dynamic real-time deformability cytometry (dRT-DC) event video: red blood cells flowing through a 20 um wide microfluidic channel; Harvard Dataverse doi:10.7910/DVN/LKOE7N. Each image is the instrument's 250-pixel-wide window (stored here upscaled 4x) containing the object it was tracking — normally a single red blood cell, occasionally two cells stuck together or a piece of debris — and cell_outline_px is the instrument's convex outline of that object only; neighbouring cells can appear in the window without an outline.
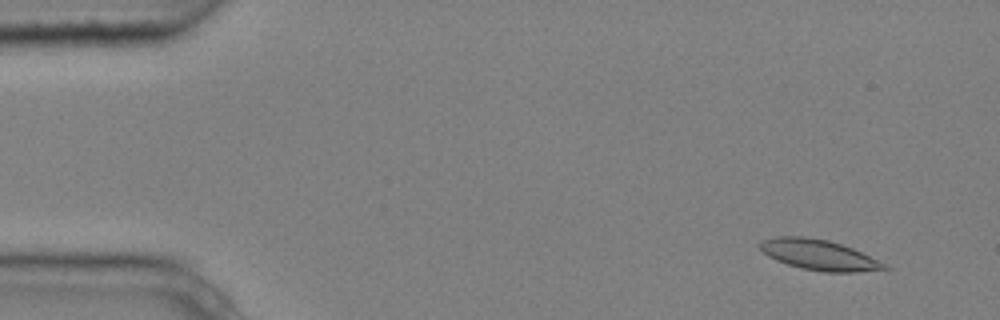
{"species": "common noctule bat (a hibernating species)", "species_latin": "Nyctalus noctula", "temperature_condition": "cold", "stored_images_in_passage": 4, "camera_frame_rate_fps": 3000, "um_per_image_px": 0.085, "animal": {"sex": "male", "body_mass_g": 20.4}, "frame": {"image": 1, "passage_image": 1, "time_ms": 0.0, "image_size_px": [1000, 320], "cell_outline_px": [[892, 268], [856, 272], [824, 272], [800, 268], [776, 260], [768, 256], [756, 244], [764, 240], [776, 236], [804, 236], [828, 240], [852, 248], [888, 264]], "centroid_in_image_um": [69.62, 21.66], "position_along_channel_um": 15.4, "area_um2": 22.08}}
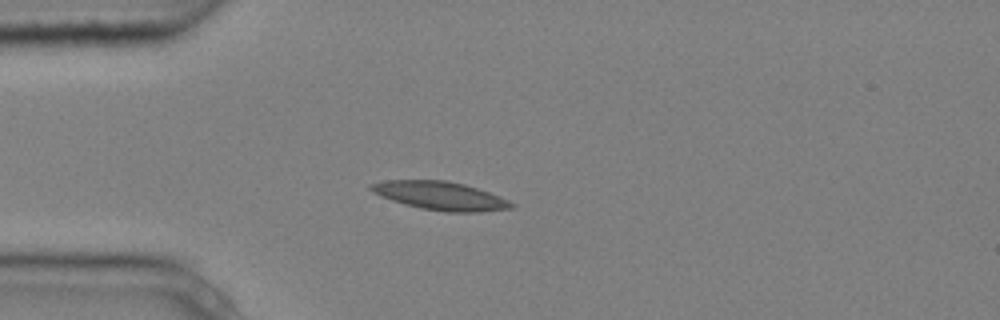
{"frame": {"image": 2, "passage_image": 4, "time_ms": 1.0, "image_size_px": [1000, 320], "cell_outline_px": [[516, 204], [512, 208], [480, 212], [444, 212], [420, 208], [404, 204], [380, 196], [372, 192], [368, 188], [368, 184], [384, 180], [444, 180], [464, 184], [488, 192], [508, 200]], "centroid_in_image_um": [37.38, 16.64], "position_along_channel_um": 47.6, "area_um2": 23.29}}